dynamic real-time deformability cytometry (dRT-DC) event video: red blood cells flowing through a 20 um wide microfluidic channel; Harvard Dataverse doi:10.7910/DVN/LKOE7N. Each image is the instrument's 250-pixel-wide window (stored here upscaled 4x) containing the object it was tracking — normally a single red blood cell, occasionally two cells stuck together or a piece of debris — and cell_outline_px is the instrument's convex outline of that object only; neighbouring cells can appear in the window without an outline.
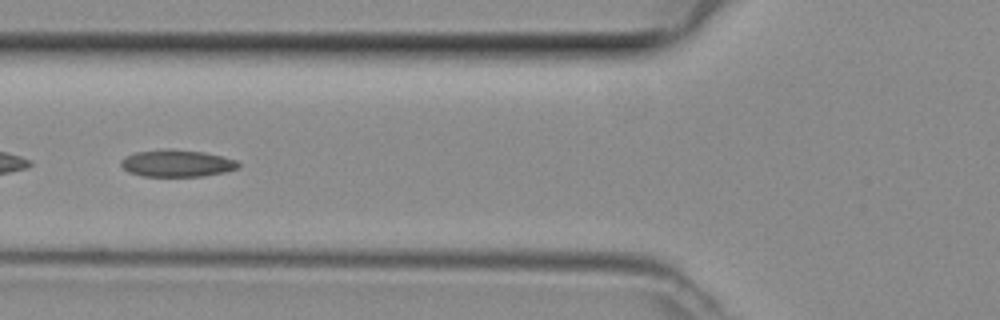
{"species": "common noctule bat (a hibernating species)", "species_latin": "Nyctalus noctula", "temperature_condition": "room temperature", "stored_images_in_passage": 24, "camera_frame_rate_fps": 3000, "um_per_image_px": 0.085, "animal": {"sex": "female", "body_mass_g": 29.2, "forearm_length_mm": 56.3}, "frame": {"image": 1, "passage_image": 11, "time_ms": 3.333, "image_size_px": [1000, 320], "cell_outline_px": [[240, 168], [224, 172], [204, 176], [144, 176], [128, 172], [120, 164], [120, 160], [124, 156], [136, 152], [168, 148], [204, 152], [236, 160], [240, 164]], "centroid_in_image_um": [15.02, 13.87], "position_along_channel_um": 110.8, "area_um2": 18.55}}
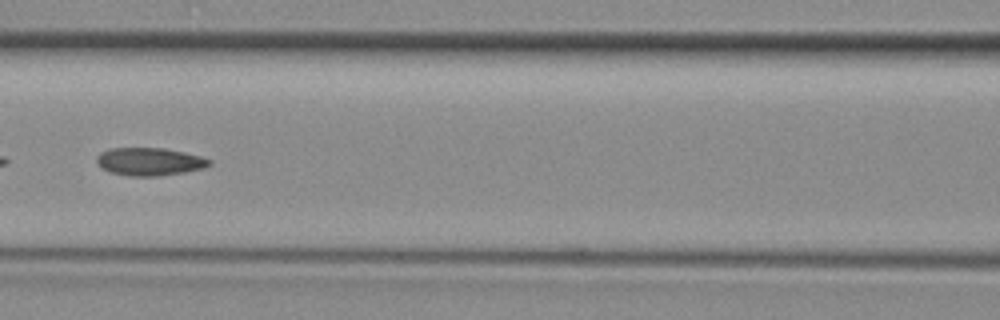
{"frame": {"image": 2, "passage_image": 14, "time_ms": 4.333, "image_size_px": [1000, 320], "cell_outline_px": [[212, 164], [204, 168], [184, 172], [160, 176], [128, 176], [112, 172], [100, 168], [96, 160], [96, 156], [100, 152], [108, 148], [164, 148], [184, 152], [200, 156], [212, 160]], "centroid_in_image_um": [12.7, 13.73], "position_along_channel_um": 153.9, "area_um2": 18.44}}